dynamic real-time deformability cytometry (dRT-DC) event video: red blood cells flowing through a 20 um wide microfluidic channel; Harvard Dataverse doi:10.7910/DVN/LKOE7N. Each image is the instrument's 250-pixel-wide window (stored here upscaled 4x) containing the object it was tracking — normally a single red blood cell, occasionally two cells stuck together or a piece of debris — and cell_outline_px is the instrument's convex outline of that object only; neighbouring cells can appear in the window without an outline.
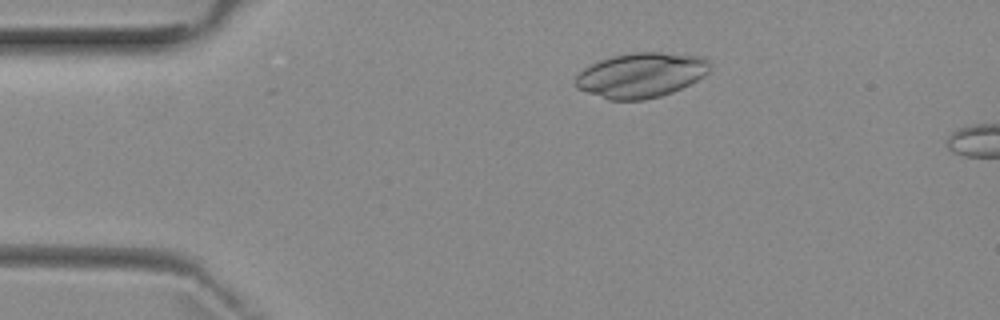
{"species": "common noctule bat (a hibernating species)", "species_latin": "Nyctalus noctula", "temperature_condition": "room temperature", "stored_images_in_passage": 4, "camera_frame_rate_fps": 3000, "um_per_image_px": 0.085, "animal": {"sex": "female", "body_mass_g": 29.2, "forearm_length_mm": 56.3}, "frame": {"image": 1, "passage_image": 3, "time_ms": 2.333, "image_size_px": [1000, 320], "cell_outline_px": [[712, 64], [708, 72], [704, 76], [672, 92], [660, 96], [644, 100], [608, 100], [576, 88], [572, 84], [576, 76], [584, 68], [600, 60], [612, 56], [632, 52], [660, 52], [704, 56]], "centroid_in_image_um": [54.47, 6.38], "position_along_channel_um": 30.5, "area_um2": 35.37}}